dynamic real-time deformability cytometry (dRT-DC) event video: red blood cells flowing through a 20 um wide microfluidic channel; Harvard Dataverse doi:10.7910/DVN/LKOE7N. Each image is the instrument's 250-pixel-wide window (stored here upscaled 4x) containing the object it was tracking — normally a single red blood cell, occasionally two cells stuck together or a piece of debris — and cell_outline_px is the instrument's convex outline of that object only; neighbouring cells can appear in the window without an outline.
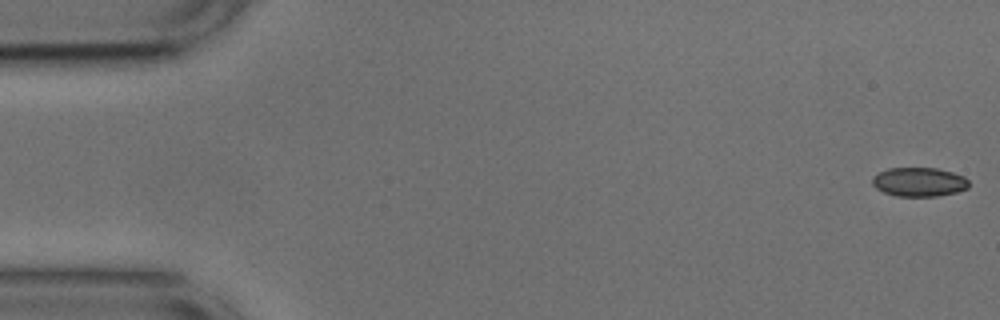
{"species": "common noctule bat (a hibernating species)", "species_latin": "Nyctalus noctula", "temperature_condition": "cold", "stored_images_in_passage": 53, "camera_frame_rate_fps": 3000, "um_per_image_px": 0.085, "animal": {"sex": "male", "body_mass_g": 17.9, "forearm_length_mm": 54.2}, "frame": {"image": 1, "passage_image": 1, "time_ms": 0.0, "image_size_px": [1000, 320], "cell_outline_px": [[968, 188], [956, 192], [936, 196], [896, 196], [884, 192], [876, 188], [872, 184], [872, 176], [888, 168], [936, 168], [952, 172], [964, 176], [968, 180]], "centroid_in_image_um": [78.11, 15.46], "position_along_channel_um": 6.9, "area_um2": 16.3}}
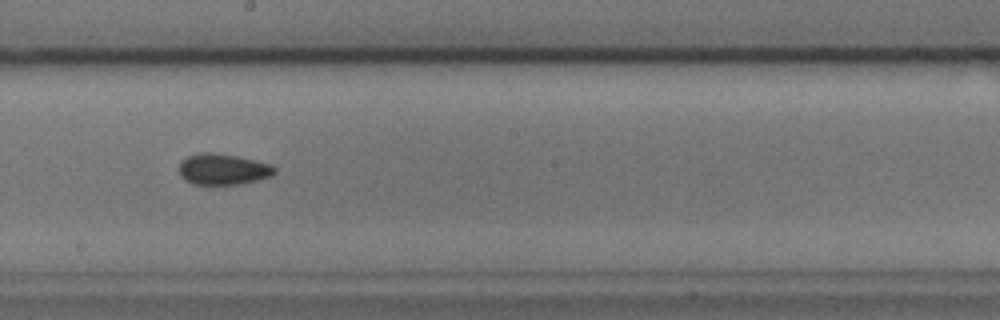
{"frame": {"image": 2, "passage_image": 29, "time_ms": 9.333, "image_size_px": [1000, 320], "cell_outline_px": [[276, 172], [272, 176], [240, 184], [192, 184], [184, 180], [180, 176], [180, 164], [188, 156], [196, 152], [212, 152], [236, 156], [256, 160], [272, 164], [276, 168]], "centroid_in_image_um": [18.97, 14.38], "position_along_channel_um": 229.2, "area_um2": 17.34}}
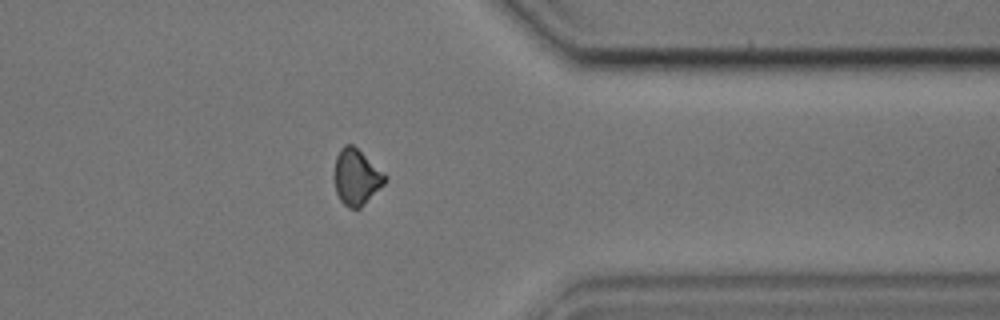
{"frame": {"image": 3, "passage_image": 42, "time_ms": 13.667, "image_size_px": [1000, 320], "cell_outline_px": [[388, 176], [384, 184], [360, 208], [348, 208], [340, 200], [336, 192], [336, 156], [340, 148], [344, 144], [352, 144], [384, 172]], "centroid_in_image_um": [30.32, 15.04], "position_along_channel_um": 381.1, "area_um2": 16.18}, "authors_computed_cell_mechanics": {"area_um2": 16.8198, "velocity_mm_per_s": 3.7533, "shape_relaxation_time_tau1_ms": null, "shape_relaxation_time_tau2_ms": 4.9035, "deformation_change_tau1": null, "deformation_change_tau2": 0.0896}}